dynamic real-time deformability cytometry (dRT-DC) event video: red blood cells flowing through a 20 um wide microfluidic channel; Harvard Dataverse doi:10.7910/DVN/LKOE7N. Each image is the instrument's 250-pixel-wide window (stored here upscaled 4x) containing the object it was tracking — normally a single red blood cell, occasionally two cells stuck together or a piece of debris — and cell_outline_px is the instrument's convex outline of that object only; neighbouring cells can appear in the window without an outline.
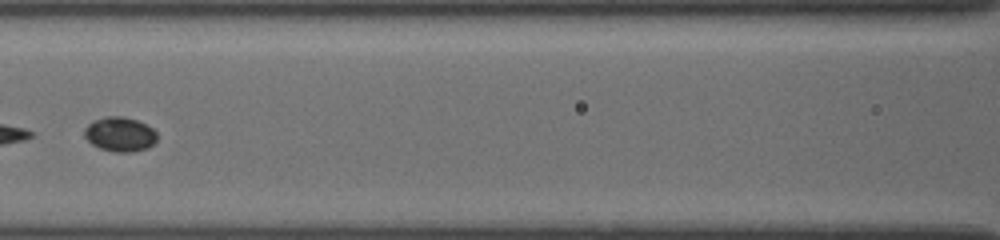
{"species": "common noctule bat (a hibernating species)", "species_latin": "Nyctalus noctula", "temperature_condition": "cold", "stored_images_in_passage": 17, "segment_of_instrument_passage": [2, 2], "camera_frame_rate_fps": 3000, "um_per_image_px": 0.085, "animal": {"sex": "female", "body_mass_g": 19.5, "forearm_length_mm": 54.1}, "frame": {"image": 1, "passage_image": 12, "time_ms": 6.667, "image_size_px": [1000, 240], "cell_outline_px": [[156, 140], [148, 148], [132, 152], [112, 152], [100, 148], [92, 144], [84, 136], [84, 128], [92, 120], [108, 116], [120, 116], [136, 120], [152, 128], [156, 132]], "centroid_in_image_um": [10.17, 11.42], "position_along_channel_um": 156.4, "area_um2": 14.57}}
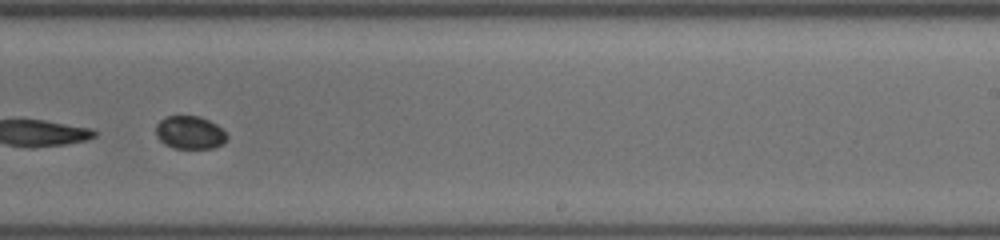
{"frame": {"image": 2, "passage_image": 16, "time_ms": 9.667, "image_size_px": [1000, 240], "cell_outline_px": [[228, 140], [224, 144], [212, 148], [172, 148], [164, 144], [156, 136], [156, 124], [160, 120], [168, 116], [200, 116], [216, 124], [228, 136]], "centroid_in_image_um": [16.14, 11.27], "position_along_channel_um": 272.9, "area_um2": 13.76}}